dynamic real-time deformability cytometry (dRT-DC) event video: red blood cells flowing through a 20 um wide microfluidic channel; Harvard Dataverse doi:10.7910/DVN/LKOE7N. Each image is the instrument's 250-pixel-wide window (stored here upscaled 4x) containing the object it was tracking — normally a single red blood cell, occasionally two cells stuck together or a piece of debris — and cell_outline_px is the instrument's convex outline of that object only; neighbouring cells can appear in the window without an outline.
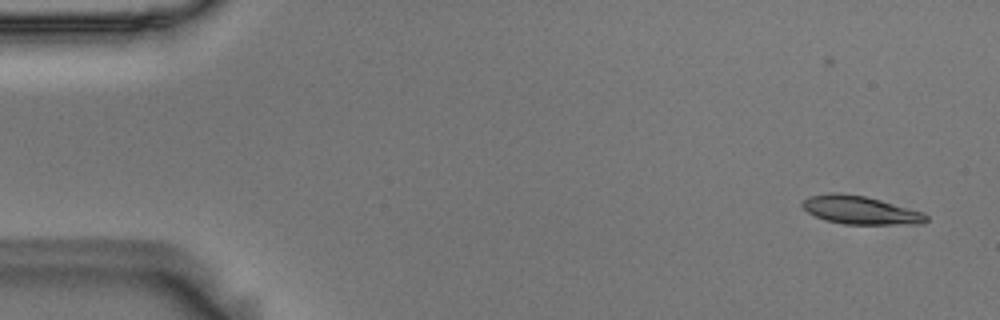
{"species": "Egyptian fruit bat (a non-hibernating species)", "species_latin": "Rousettus aegyptiacus", "temperature_condition": "room temperature", "stored_images_in_passage": 7, "camera_frame_rate_fps": 3000, "um_per_image_px": 0.085, "animal": {"sex": "male"}, "frame": {"image": 1, "passage_image": 2, "time_ms": 0.333, "image_size_px": [1000, 320], "cell_outline_px": [[928, 220], [924, 224], [844, 224], [824, 220], [808, 212], [800, 204], [808, 196], [832, 192], [840, 192], [864, 196], [880, 200], [924, 212], [928, 216]], "centroid_in_image_um": [73.13, 17.86], "position_along_channel_um": 11.9, "area_um2": 20.46}}
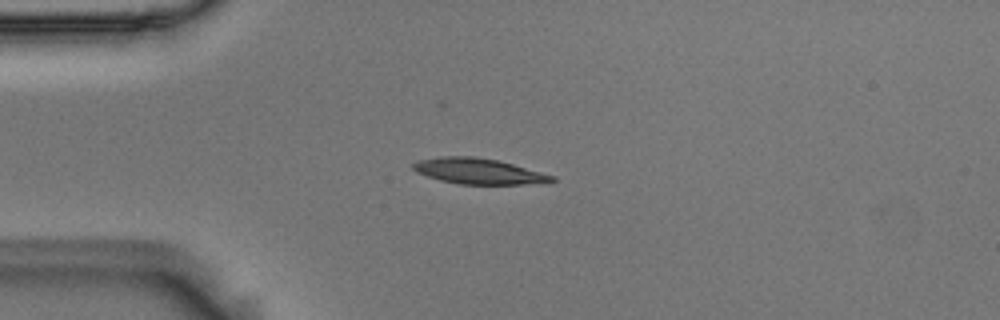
{"frame": {"image": 2, "passage_image": 5, "time_ms": 1.333, "image_size_px": [1000, 320], "cell_outline_px": [[556, 180], [548, 184], [460, 184], [440, 180], [416, 172], [412, 168], [412, 164], [420, 160], [440, 156], [472, 156], [496, 160], [512, 164], [556, 176]], "centroid_in_image_um": [40.73, 14.56], "position_along_channel_um": 44.3, "area_um2": 20.81}}
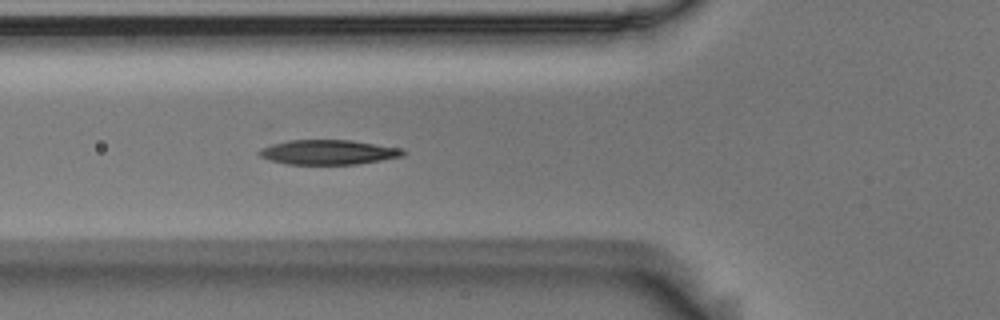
{"frame": {"image": 3, "passage_image": 7, "time_ms": 2.0, "image_size_px": [1000, 320], "cell_outline_px": [[408, 152], [404, 156], [356, 164], [288, 164], [272, 160], [260, 156], [256, 152], [260, 148], [272, 144], [288, 140], [352, 140], [404, 148]], "centroid_in_image_um": [27.95, 12.92], "position_along_channel_um": 97.8, "area_um2": 20.81}}